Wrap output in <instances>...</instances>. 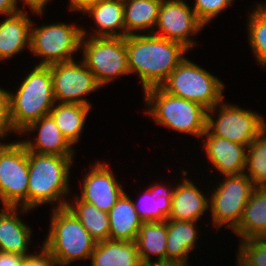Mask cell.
Masks as SVG:
<instances>
[{"label": "cell", "mask_w": 266, "mask_h": 266, "mask_svg": "<svg viewBox=\"0 0 266 266\" xmlns=\"http://www.w3.org/2000/svg\"><path fill=\"white\" fill-rule=\"evenodd\" d=\"M38 252L26 256L22 266H57L56 260L43 246Z\"/></svg>", "instance_id": "e575fe53"}, {"label": "cell", "mask_w": 266, "mask_h": 266, "mask_svg": "<svg viewBox=\"0 0 266 266\" xmlns=\"http://www.w3.org/2000/svg\"><path fill=\"white\" fill-rule=\"evenodd\" d=\"M12 132L16 134L10 117V91L0 87V140H4Z\"/></svg>", "instance_id": "836d02e7"}, {"label": "cell", "mask_w": 266, "mask_h": 266, "mask_svg": "<svg viewBox=\"0 0 266 266\" xmlns=\"http://www.w3.org/2000/svg\"><path fill=\"white\" fill-rule=\"evenodd\" d=\"M26 255L0 251V266H22Z\"/></svg>", "instance_id": "8d00e7d4"}, {"label": "cell", "mask_w": 266, "mask_h": 266, "mask_svg": "<svg viewBox=\"0 0 266 266\" xmlns=\"http://www.w3.org/2000/svg\"><path fill=\"white\" fill-rule=\"evenodd\" d=\"M90 111L91 107L89 106L56 102L49 115L53 118L63 136L74 146L82 136Z\"/></svg>", "instance_id": "83f0119b"}, {"label": "cell", "mask_w": 266, "mask_h": 266, "mask_svg": "<svg viewBox=\"0 0 266 266\" xmlns=\"http://www.w3.org/2000/svg\"><path fill=\"white\" fill-rule=\"evenodd\" d=\"M135 242L143 266H166L167 220L143 222Z\"/></svg>", "instance_id": "7402d4cb"}, {"label": "cell", "mask_w": 266, "mask_h": 266, "mask_svg": "<svg viewBox=\"0 0 266 266\" xmlns=\"http://www.w3.org/2000/svg\"><path fill=\"white\" fill-rule=\"evenodd\" d=\"M24 80L10 92L11 124L16 134H21L30 124L49 115L56 103L51 67L35 65Z\"/></svg>", "instance_id": "3957f363"}, {"label": "cell", "mask_w": 266, "mask_h": 266, "mask_svg": "<svg viewBox=\"0 0 266 266\" xmlns=\"http://www.w3.org/2000/svg\"><path fill=\"white\" fill-rule=\"evenodd\" d=\"M110 223V240L136 241L143 221L136 211L133 199L124 192L108 212Z\"/></svg>", "instance_id": "603a6c76"}, {"label": "cell", "mask_w": 266, "mask_h": 266, "mask_svg": "<svg viewBox=\"0 0 266 266\" xmlns=\"http://www.w3.org/2000/svg\"><path fill=\"white\" fill-rule=\"evenodd\" d=\"M237 266H266V239L250 238L239 240Z\"/></svg>", "instance_id": "1f68e13d"}, {"label": "cell", "mask_w": 266, "mask_h": 266, "mask_svg": "<svg viewBox=\"0 0 266 266\" xmlns=\"http://www.w3.org/2000/svg\"><path fill=\"white\" fill-rule=\"evenodd\" d=\"M32 22L30 31V53L41 57L36 65L50 66L55 63L75 60V54L80 51L82 28L72 21V25L55 22L41 26ZM75 53V54H74Z\"/></svg>", "instance_id": "ba28073f"}, {"label": "cell", "mask_w": 266, "mask_h": 266, "mask_svg": "<svg viewBox=\"0 0 266 266\" xmlns=\"http://www.w3.org/2000/svg\"><path fill=\"white\" fill-rule=\"evenodd\" d=\"M223 101L208 109L206 130L211 135L248 147L266 129L265 117L257 111Z\"/></svg>", "instance_id": "9c48e42d"}, {"label": "cell", "mask_w": 266, "mask_h": 266, "mask_svg": "<svg viewBox=\"0 0 266 266\" xmlns=\"http://www.w3.org/2000/svg\"><path fill=\"white\" fill-rule=\"evenodd\" d=\"M266 232V187H256L246 204L240 224L233 230L240 240L260 238Z\"/></svg>", "instance_id": "4316f807"}, {"label": "cell", "mask_w": 266, "mask_h": 266, "mask_svg": "<svg viewBox=\"0 0 266 266\" xmlns=\"http://www.w3.org/2000/svg\"><path fill=\"white\" fill-rule=\"evenodd\" d=\"M145 189L140 202L133 201L134 207L143 222L166 221L171 213V201L175 186L153 183ZM170 187V188H169Z\"/></svg>", "instance_id": "cb8c5ba5"}, {"label": "cell", "mask_w": 266, "mask_h": 266, "mask_svg": "<svg viewBox=\"0 0 266 266\" xmlns=\"http://www.w3.org/2000/svg\"><path fill=\"white\" fill-rule=\"evenodd\" d=\"M194 12L197 18L206 26L221 12L228 9L234 0H194Z\"/></svg>", "instance_id": "d6a6232c"}, {"label": "cell", "mask_w": 266, "mask_h": 266, "mask_svg": "<svg viewBox=\"0 0 266 266\" xmlns=\"http://www.w3.org/2000/svg\"><path fill=\"white\" fill-rule=\"evenodd\" d=\"M28 132L37 133L34 140L30 139V137L26 140H20L28 152L60 156L75 155V148L73 149V146L63 136L50 115L42 116L24 129L20 135L26 134L28 136Z\"/></svg>", "instance_id": "2e32d148"}, {"label": "cell", "mask_w": 266, "mask_h": 266, "mask_svg": "<svg viewBox=\"0 0 266 266\" xmlns=\"http://www.w3.org/2000/svg\"><path fill=\"white\" fill-rule=\"evenodd\" d=\"M186 2L185 0H162L157 28H154L152 34L181 43L190 51L197 44L190 36L197 35L205 25ZM155 29L159 31L156 32Z\"/></svg>", "instance_id": "4fadbf2b"}, {"label": "cell", "mask_w": 266, "mask_h": 266, "mask_svg": "<svg viewBox=\"0 0 266 266\" xmlns=\"http://www.w3.org/2000/svg\"><path fill=\"white\" fill-rule=\"evenodd\" d=\"M73 203L67 202L66 207L79 219L84 228L97 241L109 239V214L98 209L95 205L81 200L77 194Z\"/></svg>", "instance_id": "f1b7e54d"}, {"label": "cell", "mask_w": 266, "mask_h": 266, "mask_svg": "<svg viewBox=\"0 0 266 266\" xmlns=\"http://www.w3.org/2000/svg\"><path fill=\"white\" fill-rule=\"evenodd\" d=\"M146 111L159 125L200 138L206 131L207 111L201 104L173 96L160 87L144 91Z\"/></svg>", "instance_id": "277c9868"}, {"label": "cell", "mask_w": 266, "mask_h": 266, "mask_svg": "<svg viewBox=\"0 0 266 266\" xmlns=\"http://www.w3.org/2000/svg\"><path fill=\"white\" fill-rule=\"evenodd\" d=\"M182 182L177 183L171 201V213L168 219L177 221H196L209 209V196L203 194L200 188L190 179L182 176Z\"/></svg>", "instance_id": "d6986e66"}, {"label": "cell", "mask_w": 266, "mask_h": 266, "mask_svg": "<svg viewBox=\"0 0 266 266\" xmlns=\"http://www.w3.org/2000/svg\"><path fill=\"white\" fill-rule=\"evenodd\" d=\"M29 152L20 141H0V202L27 208Z\"/></svg>", "instance_id": "8fae6325"}, {"label": "cell", "mask_w": 266, "mask_h": 266, "mask_svg": "<svg viewBox=\"0 0 266 266\" xmlns=\"http://www.w3.org/2000/svg\"><path fill=\"white\" fill-rule=\"evenodd\" d=\"M248 11V43L261 67L266 68V3H258ZM250 13V14H249Z\"/></svg>", "instance_id": "f546056e"}, {"label": "cell", "mask_w": 266, "mask_h": 266, "mask_svg": "<svg viewBox=\"0 0 266 266\" xmlns=\"http://www.w3.org/2000/svg\"><path fill=\"white\" fill-rule=\"evenodd\" d=\"M23 2L22 4H24L23 6H28L27 8H29V11L31 10V12L33 14H37L38 16L43 15V11H45L47 4L49 3V1L51 0H15L17 7L19 9V11H27V10H23L22 8H19L18 3Z\"/></svg>", "instance_id": "d590c367"}, {"label": "cell", "mask_w": 266, "mask_h": 266, "mask_svg": "<svg viewBox=\"0 0 266 266\" xmlns=\"http://www.w3.org/2000/svg\"><path fill=\"white\" fill-rule=\"evenodd\" d=\"M260 238L266 239V232Z\"/></svg>", "instance_id": "ab89813d"}, {"label": "cell", "mask_w": 266, "mask_h": 266, "mask_svg": "<svg viewBox=\"0 0 266 266\" xmlns=\"http://www.w3.org/2000/svg\"><path fill=\"white\" fill-rule=\"evenodd\" d=\"M19 12L15 0H0V14L3 16L13 15Z\"/></svg>", "instance_id": "f35d334b"}, {"label": "cell", "mask_w": 266, "mask_h": 266, "mask_svg": "<svg viewBox=\"0 0 266 266\" xmlns=\"http://www.w3.org/2000/svg\"><path fill=\"white\" fill-rule=\"evenodd\" d=\"M203 137L205 140H202V143L208 163L211 162L220 175H240L245 172L247 146L211 135L207 130L201 139Z\"/></svg>", "instance_id": "9a60e30c"}, {"label": "cell", "mask_w": 266, "mask_h": 266, "mask_svg": "<svg viewBox=\"0 0 266 266\" xmlns=\"http://www.w3.org/2000/svg\"><path fill=\"white\" fill-rule=\"evenodd\" d=\"M80 48L81 60L102 88L120 76L130 74L126 37L82 36Z\"/></svg>", "instance_id": "52a82bcc"}, {"label": "cell", "mask_w": 266, "mask_h": 266, "mask_svg": "<svg viewBox=\"0 0 266 266\" xmlns=\"http://www.w3.org/2000/svg\"><path fill=\"white\" fill-rule=\"evenodd\" d=\"M19 208V209H18ZM20 213L26 214L30 209L21 207L4 206L0 209V251L9 253L32 254L28 252L32 235L29 225L19 217Z\"/></svg>", "instance_id": "e0dca14e"}, {"label": "cell", "mask_w": 266, "mask_h": 266, "mask_svg": "<svg viewBox=\"0 0 266 266\" xmlns=\"http://www.w3.org/2000/svg\"><path fill=\"white\" fill-rule=\"evenodd\" d=\"M161 4L162 0H124L125 37L152 34Z\"/></svg>", "instance_id": "d4e9b609"}, {"label": "cell", "mask_w": 266, "mask_h": 266, "mask_svg": "<svg viewBox=\"0 0 266 266\" xmlns=\"http://www.w3.org/2000/svg\"><path fill=\"white\" fill-rule=\"evenodd\" d=\"M73 160V156L29 152L27 209L33 210L43 204H54L52 208L66 207Z\"/></svg>", "instance_id": "7a4b0ae2"}, {"label": "cell", "mask_w": 266, "mask_h": 266, "mask_svg": "<svg viewBox=\"0 0 266 266\" xmlns=\"http://www.w3.org/2000/svg\"><path fill=\"white\" fill-rule=\"evenodd\" d=\"M82 14L90 15L96 28L94 32L82 28V36L125 37L124 0H98Z\"/></svg>", "instance_id": "ac0fdd59"}, {"label": "cell", "mask_w": 266, "mask_h": 266, "mask_svg": "<svg viewBox=\"0 0 266 266\" xmlns=\"http://www.w3.org/2000/svg\"><path fill=\"white\" fill-rule=\"evenodd\" d=\"M130 74H137L143 92L169 77L189 51L181 43L154 34L126 36Z\"/></svg>", "instance_id": "6da1fadb"}, {"label": "cell", "mask_w": 266, "mask_h": 266, "mask_svg": "<svg viewBox=\"0 0 266 266\" xmlns=\"http://www.w3.org/2000/svg\"><path fill=\"white\" fill-rule=\"evenodd\" d=\"M216 183L209 197V210L216 228L229 227L232 231L240 224L244 208L256 186L245 174L224 175Z\"/></svg>", "instance_id": "30bf717a"}, {"label": "cell", "mask_w": 266, "mask_h": 266, "mask_svg": "<svg viewBox=\"0 0 266 266\" xmlns=\"http://www.w3.org/2000/svg\"><path fill=\"white\" fill-rule=\"evenodd\" d=\"M50 67L56 102L92 107L85 96L102 87L83 61L55 63Z\"/></svg>", "instance_id": "7c38bea8"}, {"label": "cell", "mask_w": 266, "mask_h": 266, "mask_svg": "<svg viewBox=\"0 0 266 266\" xmlns=\"http://www.w3.org/2000/svg\"><path fill=\"white\" fill-rule=\"evenodd\" d=\"M90 260L91 266H143L135 241H99Z\"/></svg>", "instance_id": "484cf974"}, {"label": "cell", "mask_w": 266, "mask_h": 266, "mask_svg": "<svg viewBox=\"0 0 266 266\" xmlns=\"http://www.w3.org/2000/svg\"><path fill=\"white\" fill-rule=\"evenodd\" d=\"M81 200L95 205L98 209L109 212L120 196L125 192L117 181L114 171L99 160L89 166V172L83 175Z\"/></svg>", "instance_id": "5bb4252c"}, {"label": "cell", "mask_w": 266, "mask_h": 266, "mask_svg": "<svg viewBox=\"0 0 266 266\" xmlns=\"http://www.w3.org/2000/svg\"><path fill=\"white\" fill-rule=\"evenodd\" d=\"M197 224L167 219L166 265L188 266V255L197 247Z\"/></svg>", "instance_id": "44dd1931"}, {"label": "cell", "mask_w": 266, "mask_h": 266, "mask_svg": "<svg viewBox=\"0 0 266 266\" xmlns=\"http://www.w3.org/2000/svg\"><path fill=\"white\" fill-rule=\"evenodd\" d=\"M98 0H70L69 10L77 13H84L89 7L94 5Z\"/></svg>", "instance_id": "74e56055"}, {"label": "cell", "mask_w": 266, "mask_h": 266, "mask_svg": "<svg viewBox=\"0 0 266 266\" xmlns=\"http://www.w3.org/2000/svg\"><path fill=\"white\" fill-rule=\"evenodd\" d=\"M26 11L6 15L0 22V62L30 49L31 18ZM26 48V49H25Z\"/></svg>", "instance_id": "ffe728a7"}, {"label": "cell", "mask_w": 266, "mask_h": 266, "mask_svg": "<svg viewBox=\"0 0 266 266\" xmlns=\"http://www.w3.org/2000/svg\"><path fill=\"white\" fill-rule=\"evenodd\" d=\"M244 173L256 187H266V129L248 146Z\"/></svg>", "instance_id": "4dcf8cb0"}, {"label": "cell", "mask_w": 266, "mask_h": 266, "mask_svg": "<svg viewBox=\"0 0 266 266\" xmlns=\"http://www.w3.org/2000/svg\"><path fill=\"white\" fill-rule=\"evenodd\" d=\"M50 229L42 246L56 260L57 266L91 257L97 241L67 208H52Z\"/></svg>", "instance_id": "5b68a950"}, {"label": "cell", "mask_w": 266, "mask_h": 266, "mask_svg": "<svg viewBox=\"0 0 266 266\" xmlns=\"http://www.w3.org/2000/svg\"><path fill=\"white\" fill-rule=\"evenodd\" d=\"M225 87L220 78L188 58H184L160 85L166 93L197 102L206 109H211L224 100Z\"/></svg>", "instance_id": "8992f818"}]
</instances>
